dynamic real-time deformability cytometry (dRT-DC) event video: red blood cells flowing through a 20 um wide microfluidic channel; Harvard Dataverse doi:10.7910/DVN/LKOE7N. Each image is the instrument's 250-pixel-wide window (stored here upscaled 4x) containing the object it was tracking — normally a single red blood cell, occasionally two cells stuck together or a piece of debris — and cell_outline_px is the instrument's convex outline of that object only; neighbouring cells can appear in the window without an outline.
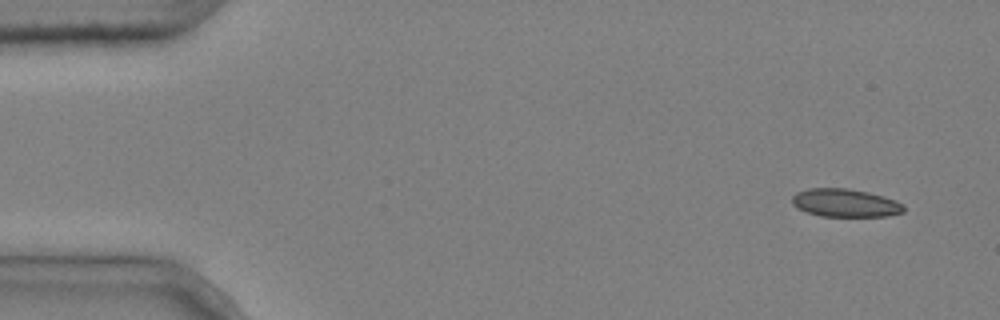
{"species": "common noctule bat (a hibernating species)", "species_latin": "Nyctalus noctula", "temperature_condition": "cold", "stored_images_in_passage": 4, "camera_frame_rate_fps": 3000, "um_per_image_px": 0.085, "animal": {"sex": "male", "body_mass_g": 20.4}, "frame": {"image": 1, "passage_image": 1, "time_ms": 0.0, "image_size_px": [1000, 320], "cell_outline_px": [[904, 212], [888, 216], [820, 216], [796, 208], [792, 204], [792, 196], [796, 192], [808, 188], [848, 188], [868, 192], [884, 196], [896, 200], [904, 204]], "centroid_in_image_um": [71.85, 17.24], "position_along_channel_um": 13.2, "area_um2": 18.44}}